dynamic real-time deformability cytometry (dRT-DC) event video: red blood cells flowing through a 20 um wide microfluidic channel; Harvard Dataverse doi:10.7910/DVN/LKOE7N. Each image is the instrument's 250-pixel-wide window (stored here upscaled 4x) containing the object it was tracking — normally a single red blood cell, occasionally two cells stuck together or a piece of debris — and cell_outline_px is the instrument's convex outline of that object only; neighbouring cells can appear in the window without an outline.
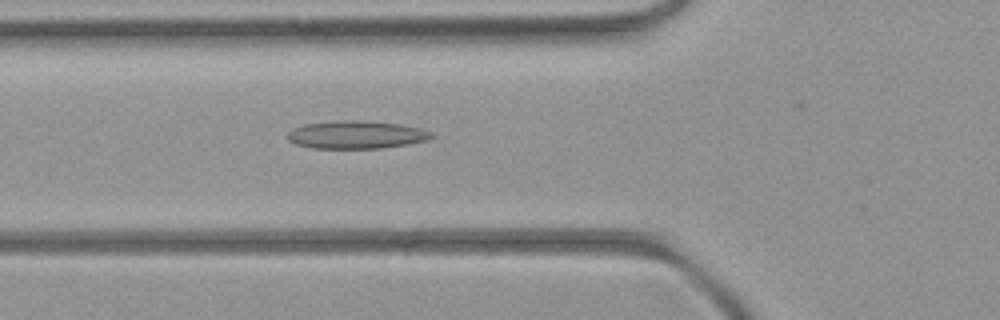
{"species": "common noctule bat (a hibernating species)", "species_latin": "Nyctalus noctula", "temperature_condition": "room temperature", "stored_images_in_passage": 53, "camera_frame_rate_fps": 3000, "um_per_image_px": 0.085, "animal": {"sex": "female", "body_mass_g": 21.9}, "frame": {"image": 1, "passage_image": 21, "time_ms": 6.667, "image_size_px": [1000, 320], "cell_outline_px": [[436, 136], [428, 140], [408, 144], [380, 148], [312, 148], [296, 144], [288, 140], [284, 136], [292, 128], [304, 124], [340, 120], [360, 120], [400, 124], [420, 128], [432, 132]], "centroid_in_image_um": [30.27, 11.45], "position_along_channel_um": 95.5, "area_um2": 23.58}}
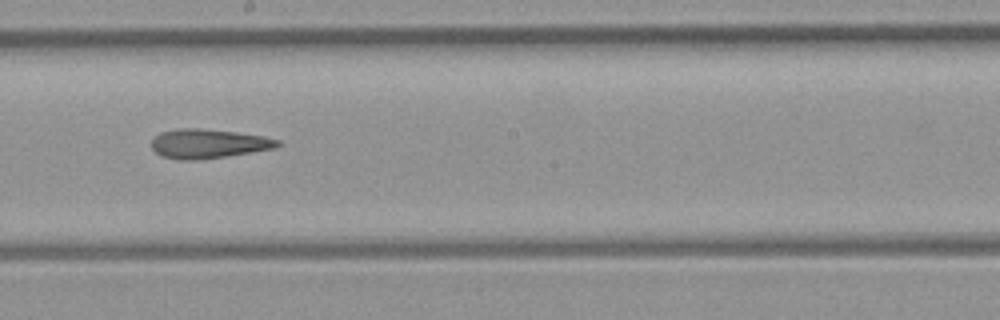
{"frame": {"image": 2, "passage_image": 31, "time_ms": 10.0, "image_size_px": [1000, 320], "cell_outline_px": [[280, 144], [276, 148], [252, 152], [200, 160], [180, 160], [160, 156], [152, 148], [152, 140], [160, 132], [176, 128], [200, 128], [236, 132], [264, 136], [280, 140]], "centroid_in_image_um": [17.7, 12.21], "position_along_channel_um": 230.5, "area_um2": 21.62}}
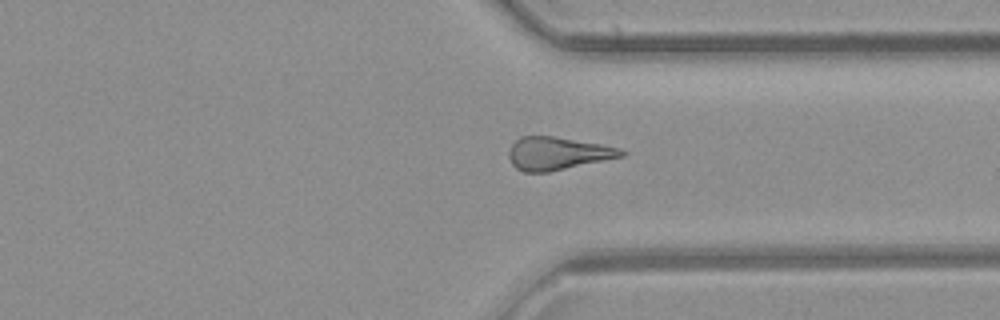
{"frame": {"image": 3, "passage_image": 41, "time_ms": 13.333, "image_size_px": [1000, 320], "cell_outline_px": [[628, 152], [624, 156], [548, 172], [524, 172], [516, 168], [512, 164], [508, 156], [508, 152], [512, 144], [520, 136], [552, 136], [600, 144], [620, 148]], "centroid_in_image_um": [47.38, 13.04], "position_along_channel_um": 364.0, "area_um2": 21.44}}